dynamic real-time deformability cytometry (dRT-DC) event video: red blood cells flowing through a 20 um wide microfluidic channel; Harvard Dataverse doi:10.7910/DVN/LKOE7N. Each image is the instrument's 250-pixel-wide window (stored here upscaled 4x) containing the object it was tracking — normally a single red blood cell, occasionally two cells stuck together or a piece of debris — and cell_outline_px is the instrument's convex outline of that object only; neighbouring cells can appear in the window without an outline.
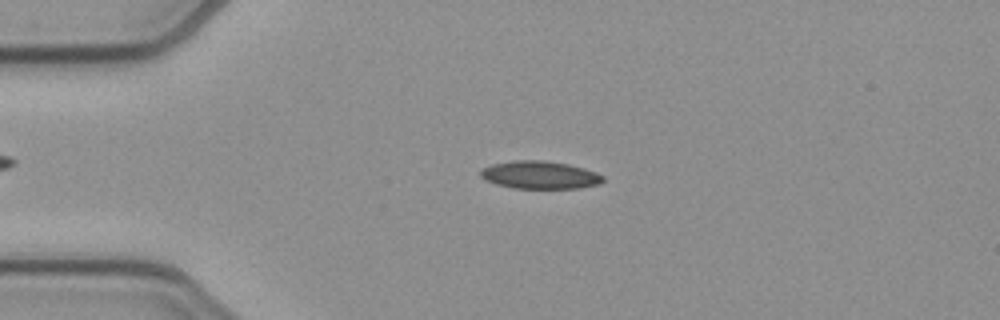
{"species": "common noctule bat (a hibernating species)", "species_latin": "Nyctalus noctula", "temperature_condition": "cold", "stored_images_in_passage": 51, "camera_frame_rate_fps": 3000, "um_per_image_px": 0.085, "animal": {"sex": "female", "body_mass_g": 21.9}, "frame": {"image": 1, "passage_image": 11, "time_ms": 3.333, "image_size_px": [1000, 320], "cell_outline_px": [[604, 180], [600, 184], [580, 188], [512, 188], [496, 184], [484, 180], [480, 176], [480, 172], [484, 168], [492, 164], [516, 160], [544, 160], [568, 164], [584, 168], [596, 172], [604, 176]], "centroid_in_image_um": [45.9, 14.87], "position_along_channel_um": 39.1, "area_um2": 19.88}}
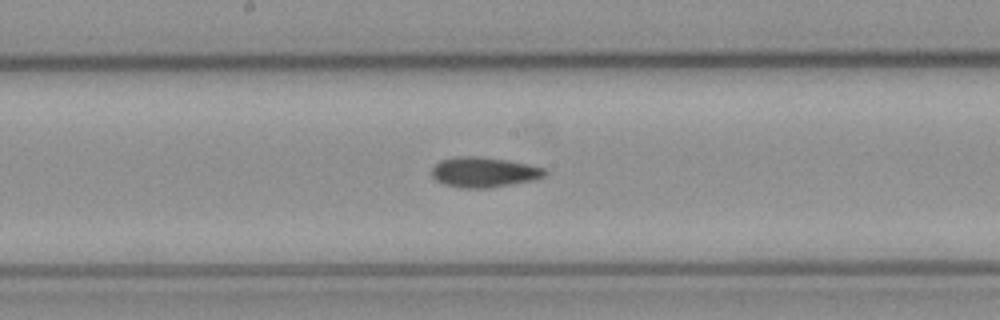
{"frame": {"image": 2, "passage_image": 26, "time_ms": 8.333, "image_size_px": [1000, 320], "cell_outline_px": [[548, 172], [544, 176], [532, 180], [488, 188], [460, 188], [444, 184], [436, 180], [432, 176], [432, 168], [440, 160], [452, 156], [480, 156], [508, 160], [528, 164], [544, 168]], "centroid_in_image_um": [41.1, 14.62], "position_along_channel_um": 207.1, "area_um2": 19.94}}
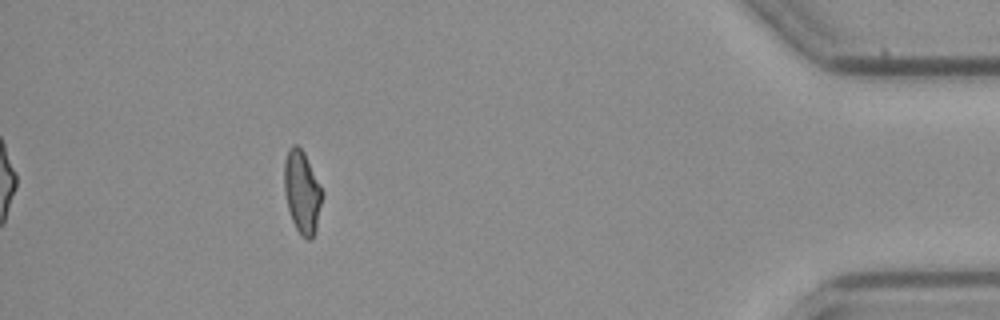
{"frame": {"image": 3, "passage_image": 46, "time_ms": 15.0, "image_size_px": [1000, 320], "cell_outline_px": [[324, 192], [316, 232], [308, 240], [300, 236], [292, 220], [288, 208], [284, 192], [284, 160], [288, 148], [292, 144], [296, 144], [304, 152]], "centroid_in_image_um": [25.68, 16.32], "position_along_channel_um": 409.5, "area_um2": 18.55}, "authors_computed_cell_mechanics": {"area_um2": 18.785, "velocity_mm_per_s": 3.9342, "shape_relaxation_time_tau1_ms": null, "shape_relaxation_time_tau2_ms": 5.251, "deformation_change_tau1": null, "deformation_change_tau2": 0.1336}}